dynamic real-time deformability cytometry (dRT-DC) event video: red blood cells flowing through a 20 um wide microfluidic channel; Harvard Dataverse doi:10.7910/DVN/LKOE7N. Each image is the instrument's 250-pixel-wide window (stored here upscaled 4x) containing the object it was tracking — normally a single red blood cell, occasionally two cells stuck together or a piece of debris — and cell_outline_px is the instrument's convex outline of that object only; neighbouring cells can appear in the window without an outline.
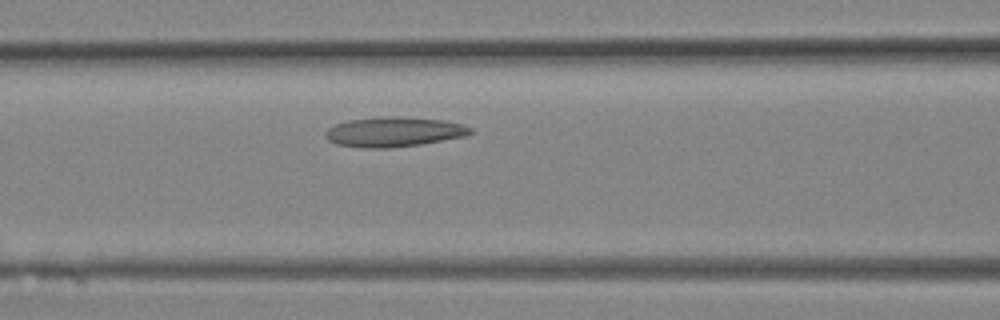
{"species": "Egyptian fruit bat (a non-hibernating species)", "species_latin": "Rousettus aegyptiacus", "temperature_condition": "room temperature", "stored_images_in_passage": 12, "camera_frame_rate_fps": 3000, "um_per_image_px": 0.085, "animal": {"sex": "female"}, "frame": {"image": 1, "passage_image": 7, "time_ms": 2.0, "image_size_px": [1000, 320], "cell_outline_px": [[472, 132], [468, 136], [420, 144], [388, 148], [364, 148], [336, 144], [328, 140], [324, 136], [324, 132], [328, 128], [336, 124], [348, 120], [384, 116], [396, 116], [440, 120], [460, 124], [472, 128]], "centroid_in_image_um": [33.44, 11.21], "position_along_channel_um": 133.2, "area_um2": 25.14}}
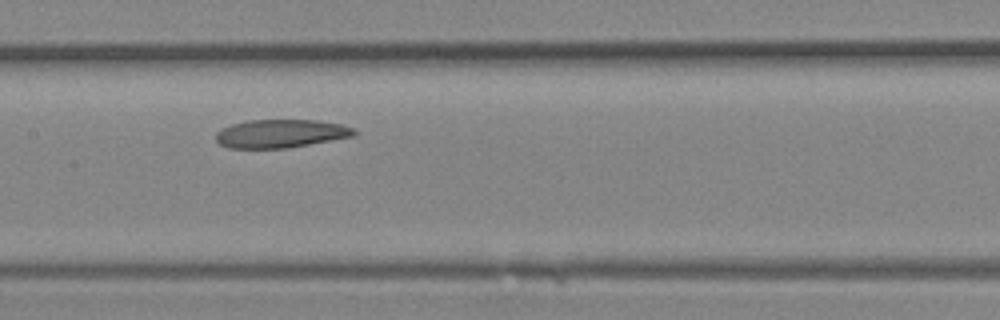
{"frame": {"image": 2, "passage_image": 9, "time_ms": 2.667, "image_size_px": [1000, 320], "cell_outline_px": [[356, 132], [352, 136], [288, 148], [228, 148], [220, 144], [216, 140], [216, 132], [220, 128], [232, 124], [248, 120], [316, 120], [340, 124], [356, 128]], "centroid_in_image_um": [23.83, 11.35], "position_along_channel_um": 183.6, "area_um2": 22.77}}
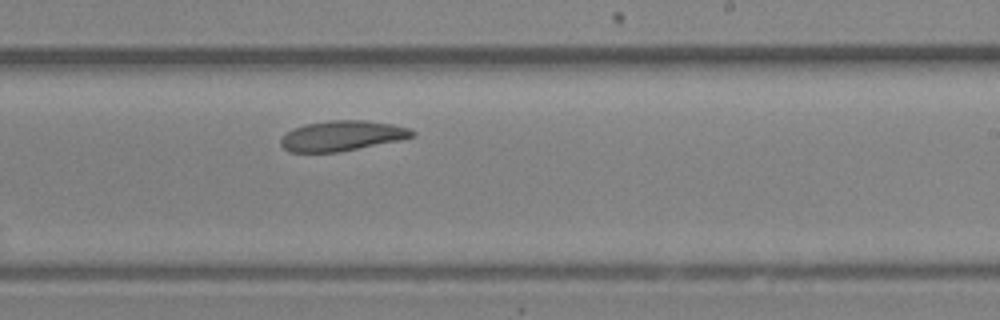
{"frame": {"image": 3, "passage_image": 12, "time_ms": 3.667, "image_size_px": [1000, 320], "cell_outline_px": [[416, 136], [400, 140], [340, 152], [288, 152], [280, 144], [280, 140], [292, 128], [304, 124], [332, 120], [364, 120], [392, 124], [408, 128], [416, 132]], "centroid_in_image_um": [29.08, 11.54], "position_along_channel_um": 259.9, "area_um2": 23.18}}